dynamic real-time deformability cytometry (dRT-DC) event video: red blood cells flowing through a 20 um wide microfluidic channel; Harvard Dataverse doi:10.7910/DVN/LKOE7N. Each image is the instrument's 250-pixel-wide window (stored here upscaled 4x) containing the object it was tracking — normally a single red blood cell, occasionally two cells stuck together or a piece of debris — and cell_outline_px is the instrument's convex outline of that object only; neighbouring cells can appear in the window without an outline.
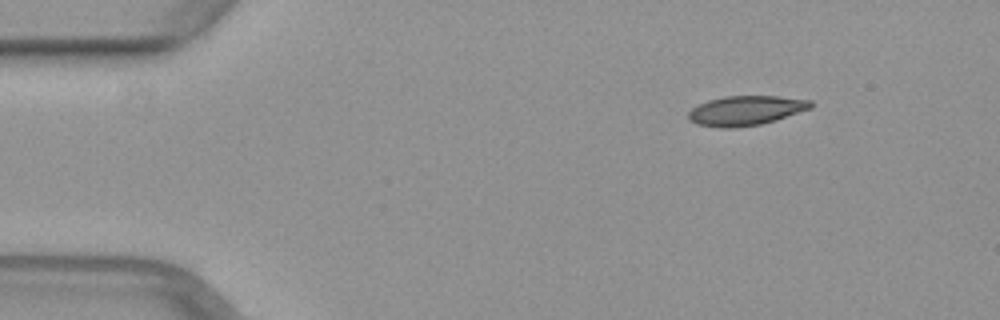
{"species": "common noctule bat (a hibernating species)", "species_latin": "Nyctalus noctula", "temperature_condition": "warm", "stored_images_in_passage": 45, "camera_frame_rate_fps": 3000, "um_per_image_px": 0.085, "animal": {"sex": "female", "body_mass_g": 29.2, "forearm_length_mm": 56.3}, "frame": {"image": 1, "passage_image": 1, "time_ms": 0.0, "image_size_px": [1000, 320], "cell_outline_px": [[812, 108], [776, 120], [760, 124], [732, 128], [720, 128], [696, 124], [688, 120], [688, 112], [692, 108], [708, 100], [724, 96], [776, 96], [812, 100]], "centroid_in_image_um": [63.38, 9.4], "position_along_channel_um": 21.6, "area_um2": 21.15}}
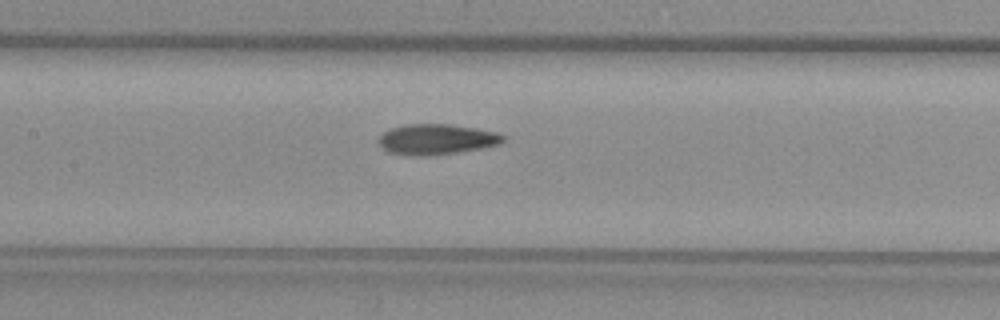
{"frame": {"image": 2, "passage_image": 18, "time_ms": 5.667, "image_size_px": [1000, 320], "cell_outline_px": [[504, 140], [500, 144], [480, 148], [456, 152], [388, 152], [380, 144], [380, 136], [388, 128], [404, 124], [448, 124], [476, 128], [496, 132], [504, 136]], "centroid_in_image_um": [37.16, 11.76], "position_along_channel_um": 170.2, "area_um2": 20.81}}
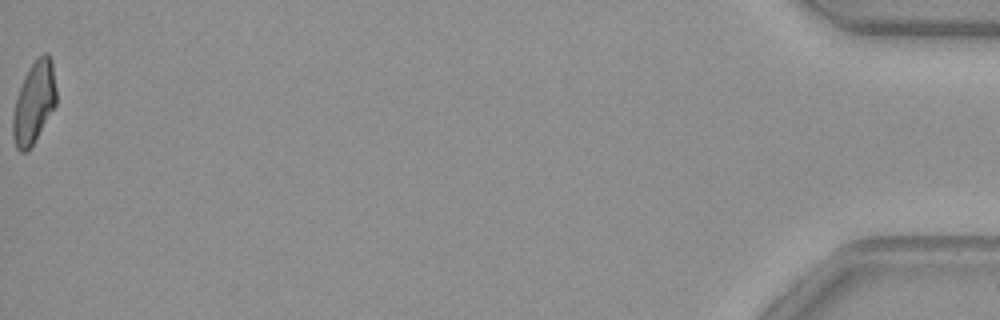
{"frame": {"image": 3, "passage_image": 45, "time_ms": 14.667, "image_size_px": [1000, 320], "cell_outline_px": [[56, 104], [32, 144], [24, 152], [20, 152], [16, 148], [12, 136], [12, 116], [16, 100], [24, 76], [28, 68], [44, 52], [48, 52], [52, 56], [56, 88]], "centroid_in_image_um": [2.89, 8.67], "position_along_channel_um": 432.3, "area_um2": 20.52}}